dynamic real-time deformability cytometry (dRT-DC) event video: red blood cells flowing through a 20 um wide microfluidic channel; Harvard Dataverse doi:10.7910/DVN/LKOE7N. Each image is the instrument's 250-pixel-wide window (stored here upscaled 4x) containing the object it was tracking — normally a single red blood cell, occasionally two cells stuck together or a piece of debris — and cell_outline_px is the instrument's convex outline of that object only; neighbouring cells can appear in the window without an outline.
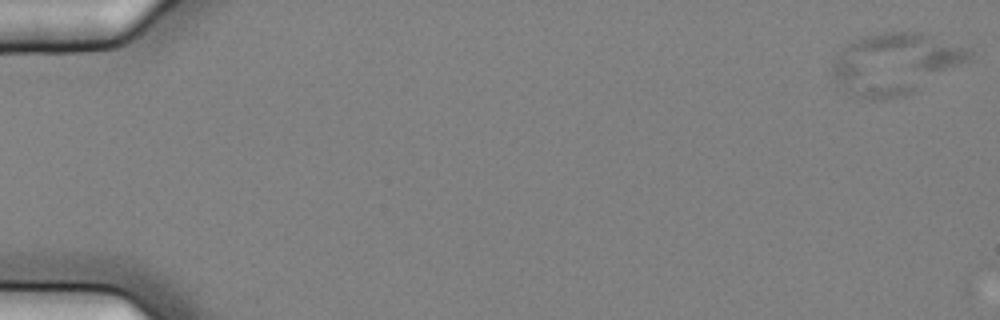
{"species": "common noctule bat (a hibernating species)", "species_latin": "Nyctalus noctula", "temperature_condition": "cold", "stored_images_in_passage": 19, "camera_frame_rate_fps": 3000, "um_per_image_px": 0.085, "animal": {"sex": "female", "body_mass_g": 25.1}, "frame": {"image": 1, "passage_image": 1, "time_ms": 0.0, "image_size_px": [1000, 320], "cell_outline_px": [[972, 60], [912, 92], [904, 96], [884, 100], [872, 100], [852, 96], [832, 76], [832, 60], [848, 44], [864, 36], [884, 32], [920, 32], [972, 48]], "centroid_in_image_um": [76.14, 5.41], "position_along_channel_um": 8.9, "area_um2": 48.9}}
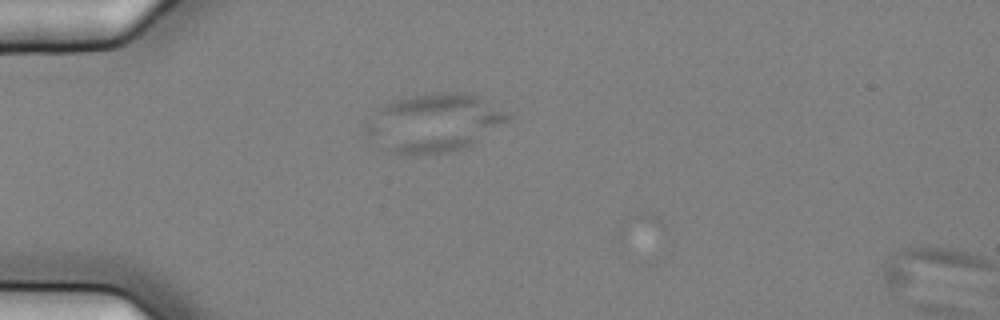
{"frame": {"image": 2, "passage_image": 16, "time_ms": 5.0, "image_size_px": [1000, 320], "cell_outline_px": [[512, 116], [508, 120], [472, 144], [464, 148], [448, 152], [416, 156], [392, 152], [368, 132], [368, 124], [376, 112], [380, 108], [396, 100], [424, 92], [468, 92], [480, 96], [512, 112]], "centroid_in_image_um": [37.04, 10.4], "position_along_channel_um": 48.0, "area_um2": 47.57}}